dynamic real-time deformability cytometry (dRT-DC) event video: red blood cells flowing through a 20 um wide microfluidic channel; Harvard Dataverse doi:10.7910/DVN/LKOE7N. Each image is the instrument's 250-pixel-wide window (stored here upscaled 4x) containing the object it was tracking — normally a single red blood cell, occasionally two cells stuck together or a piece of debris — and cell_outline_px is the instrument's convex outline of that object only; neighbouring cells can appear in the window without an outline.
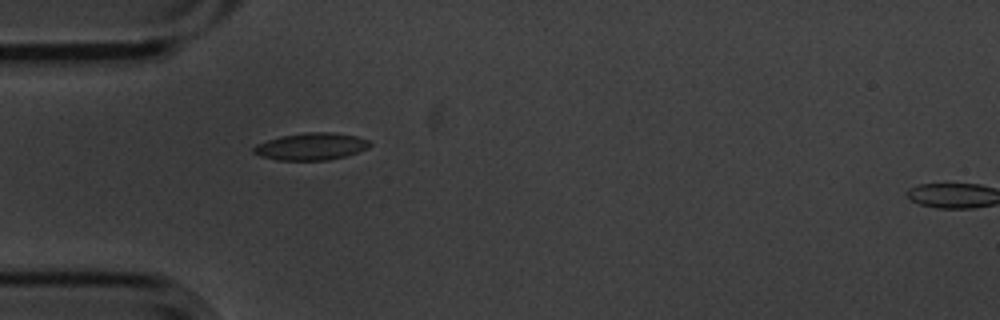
{"species": "common noctule bat (a hibernating species)", "species_latin": "Nyctalus noctula", "temperature_condition": "cold", "stored_images_in_passage": 2, "camera_frame_rate_fps": 3000, "um_per_image_px": 0.085, "animal": {"sex": "male", "body_mass_g": 20.1, "forearm_length_mm": 53.5}, "frame": {"image": 1, "passage_image": 1, "time_ms": 0.0, "image_size_px": [1000, 320], "cell_outline_px": [[372, 144], [368, 148], [344, 156], [328, 160], [276, 160], [260, 156], [252, 152], [252, 148], [256, 144], [280, 136], [304, 132], [332, 132], [356, 136], [368, 140]], "centroid_in_image_um": [26.41, 12.44], "position_along_channel_um": 58.6, "area_um2": 18.38}}